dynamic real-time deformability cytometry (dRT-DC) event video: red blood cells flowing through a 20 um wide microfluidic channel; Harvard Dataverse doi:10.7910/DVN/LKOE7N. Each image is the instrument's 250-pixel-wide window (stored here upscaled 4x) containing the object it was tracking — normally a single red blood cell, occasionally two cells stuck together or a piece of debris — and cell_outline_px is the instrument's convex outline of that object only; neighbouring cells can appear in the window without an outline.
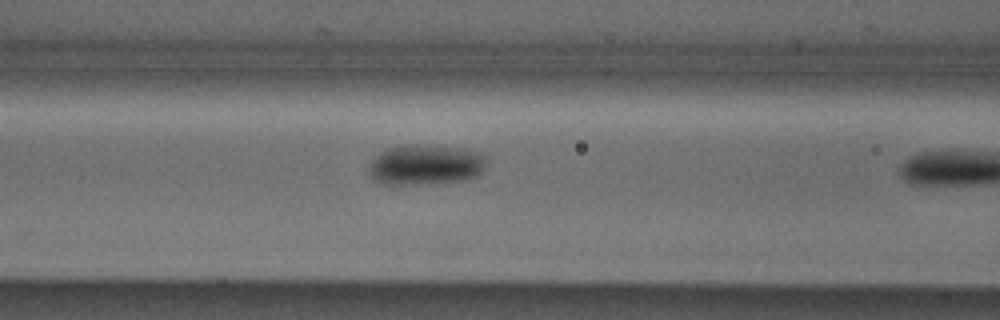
{"species": "Egyptian fruit bat (a non-hibernating species)", "species_latin": "Rousettus aegyptiacus", "temperature_condition": "cold", "stored_images_in_passage": 11, "camera_frame_rate_fps": 3000, "um_per_image_px": 0.085, "animal": {"sex": "male"}, "frame": {"image": 1, "passage_image": 10, "time_ms": 3.0, "image_size_px": [1000, 320], "cell_outline_px": [[484, 168], [476, 176], [464, 180], [428, 184], [384, 184], [372, 180], [368, 172], [368, 164], [380, 152], [388, 148], [412, 144], [432, 144], [464, 148], [480, 152], [484, 156]], "centroid_in_image_um": [36.13, 13.99], "position_along_channel_um": 130.5, "area_um2": 28.03}}